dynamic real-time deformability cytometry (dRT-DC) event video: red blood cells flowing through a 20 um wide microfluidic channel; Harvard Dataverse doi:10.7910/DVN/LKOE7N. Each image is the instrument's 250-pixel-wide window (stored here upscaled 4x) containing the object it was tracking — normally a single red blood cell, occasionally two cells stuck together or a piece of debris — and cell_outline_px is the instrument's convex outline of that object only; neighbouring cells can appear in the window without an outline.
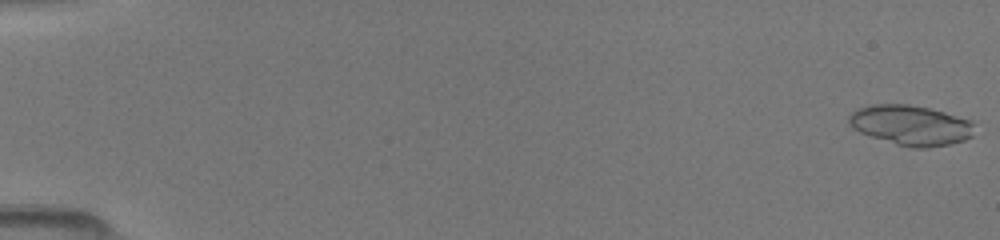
{"species": "common noctule bat (a hibernating species)", "species_latin": "Nyctalus noctula", "temperature_condition": "room temperature", "stored_images_in_passage": 50, "segment_of_instrument_passage": [1, 2], "camera_frame_rate_fps": 3000, "um_per_image_px": 0.085, "animal": {"sex": "female", "body_mass_g": 19.5, "forearm_length_mm": 54.1}, "frame": {"image": 1, "passage_image": 1, "time_ms": 0.0, "image_size_px": [1000, 240], "cell_outline_px": [[972, 136], [964, 140], [952, 144], [928, 148], [912, 148], [896, 144], [860, 132], [852, 128], [848, 124], [848, 116], [856, 108], [872, 104], [908, 104], [928, 108], [944, 112], [972, 120]], "centroid_in_image_um": [77.39, 10.64], "position_along_channel_um": 7.6, "area_um2": 29.36}}
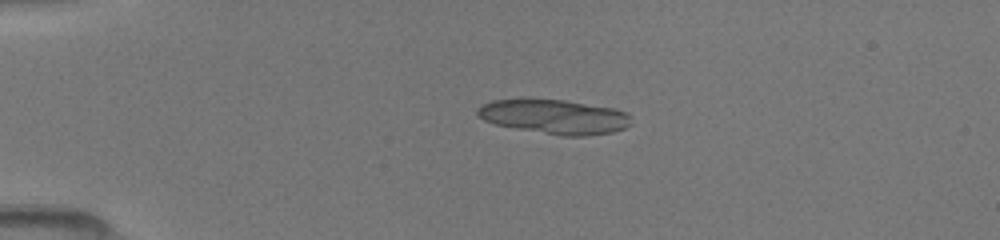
{"frame": {"image": 2, "passage_image": 12, "time_ms": 3.667, "image_size_px": [1000, 240], "cell_outline_px": [[632, 124], [624, 128], [612, 132], [584, 136], [560, 136], [516, 128], [496, 124], [484, 120], [476, 116], [476, 108], [480, 104], [492, 100], [564, 100], [612, 108], [628, 112], [632, 116]], "centroid_in_image_um": [47.14, 9.93], "position_along_channel_um": 37.9, "area_um2": 30.81}}